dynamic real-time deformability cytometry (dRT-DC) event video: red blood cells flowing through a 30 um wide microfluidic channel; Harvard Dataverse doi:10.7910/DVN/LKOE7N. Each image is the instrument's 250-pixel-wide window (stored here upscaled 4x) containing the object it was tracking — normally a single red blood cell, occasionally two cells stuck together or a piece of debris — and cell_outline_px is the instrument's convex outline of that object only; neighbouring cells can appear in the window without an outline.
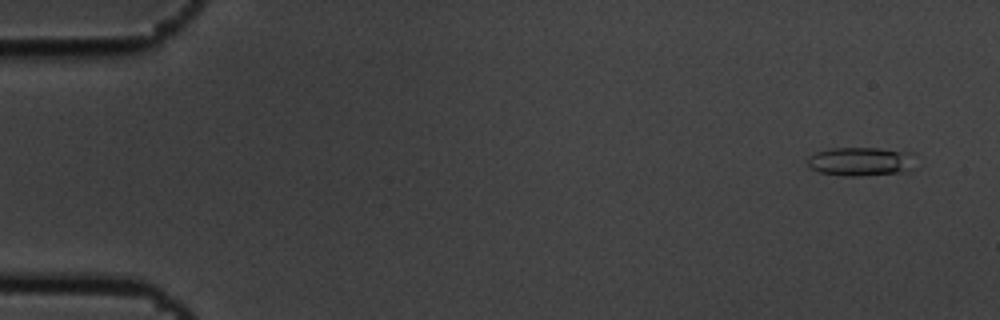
{"species": "common noctule bat (a hibernating species)", "species_latin": "Nyctalus noctula", "temperature_condition": "cold", "stored_images_in_passage": 6, "camera_frame_rate_fps": 3000, "um_per_image_px": 0.085, "animal": {"sex": "male", "body_mass_g": 19.5, "forearm_length_mm": 54.6}, "frame": {"image": 1, "passage_image": 1, "time_ms": 0.0, "image_size_px": [1000, 320], "cell_outline_px": [[916, 168], [908, 172], [860, 176], [844, 176], [820, 172], [808, 168], [808, 156], [816, 152], [832, 148], [880, 148], [912, 152]], "centroid_in_image_um": [73.22, 13.74], "position_along_channel_um": 11.8, "area_um2": 18.55}}
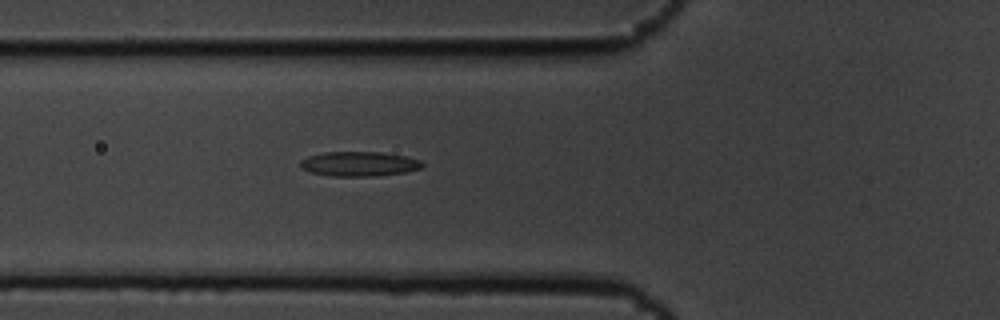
{"frame": {"image": 2, "passage_image": 6, "time_ms": 1.667, "image_size_px": [1000, 320], "cell_outline_px": [[424, 164], [420, 168], [408, 172], [376, 176], [332, 176], [312, 172], [300, 168], [300, 160], [308, 156], [324, 152], [380, 152], [404, 156], [420, 160]], "centroid_in_image_um": [30.52, 13.93], "position_along_channel_um": 95.3, "area_um2": 17.51}}